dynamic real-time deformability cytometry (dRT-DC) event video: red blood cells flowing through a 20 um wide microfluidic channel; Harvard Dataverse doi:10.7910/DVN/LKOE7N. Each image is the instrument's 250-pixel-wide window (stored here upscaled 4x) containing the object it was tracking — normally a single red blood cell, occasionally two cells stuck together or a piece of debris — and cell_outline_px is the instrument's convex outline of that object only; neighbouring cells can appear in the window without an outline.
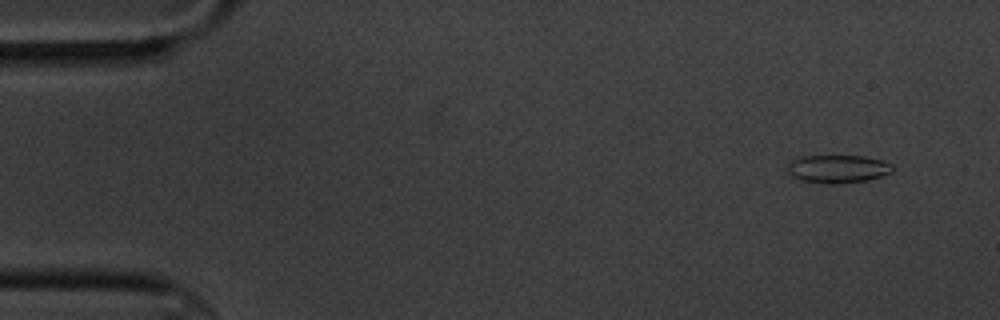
{"species": "common noctule bat (a hibernating species)", "species_latin": "Nyctalus noctula", "temperature_condition": "cold", "stored_images_in_passage": 5, "camera_frame_rate_fps": 3000, "um_per_image_px": 0.085, "animal": {"sex": "male", "body_mass_g": 20.1, "forearm_length_mm": 53.5}, "frame": {"image": 1, "passage_image": 1, "time_ms": 0.0, "image_size_px": [1000, 320], "cell_outline_px": [[892, 172], [868, 180], [840, 184], [820, 184], [800, 180], [792, 176], [788, 172], [788, 160], [796, 156], [864, 156], [880, 160], [892, 164]], "centroid_in_image_um": [71.14, 14.36], "position_along_channel_um": 13.9, "area_um2": 17.46}}
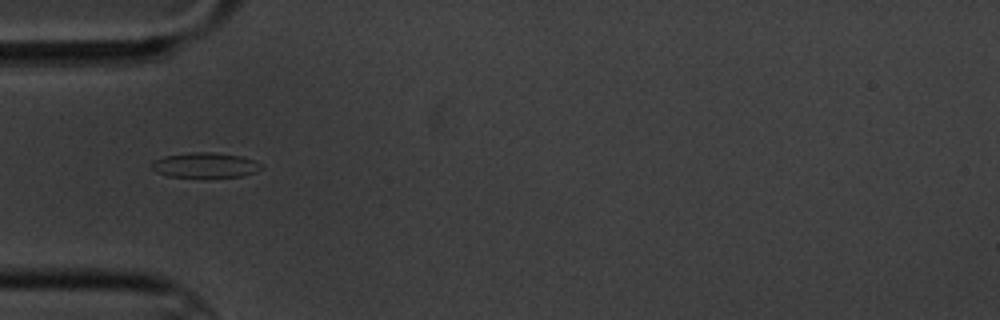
{"frame": {"image": 2, "passage_image": 5, "time_ms": 4.667, "image_size_px": [1000, 320], "cell_outline_px": [[264, 168], [256, 172], [244, 176], [204, 180], [168, 176], [156, 172], [148, 164], [152, 160], [164, 156], [188, 152], [212, 152], [240, 156], [252, 160], [260, 164]], "centroid_in_image_um": [17.39, 14.09], "position_along_channel_um": 67.6, "area_um2": 16.99}}